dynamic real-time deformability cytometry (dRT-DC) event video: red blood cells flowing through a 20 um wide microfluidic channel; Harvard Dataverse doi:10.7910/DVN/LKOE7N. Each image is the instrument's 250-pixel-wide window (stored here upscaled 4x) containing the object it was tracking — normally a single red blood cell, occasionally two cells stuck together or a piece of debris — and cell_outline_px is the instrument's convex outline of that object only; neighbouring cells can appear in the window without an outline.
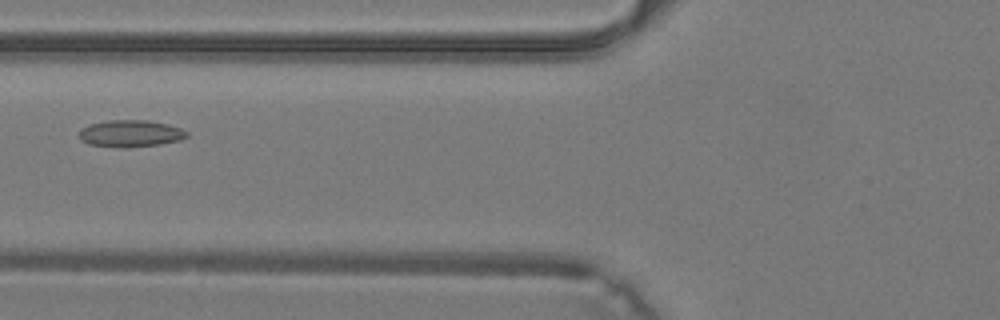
{"species": "common noctule bat (a hibernating species)", "species_latin": "Nyctalus noctula", "temperature_condition": "warm", "stored_images_in_passage": 33, "camera_frame_rate_fps": 3000, "um_per_image_px": 0.085, "animal": {"sex": "male", "body_mass_g": 19.2, "forearm_length_mm": 51.8}, "frame": {"image": 1, "passage_image": 9, "time_ms": 2.667, "image_size_px": [1000, 320], "cell_outline_px": [[188, 136], [180, 140], [160, 144], [124, 148], [88, 144], [80, 140], [80, 128], [88, 124], [108, 120], [148, 120], [168, 124], [180, 128], [188, 132]], "centroid_in_image_um": [11.08, 11.34], "position_along_channel_um": 114.7, "area_um2": 16.99}}
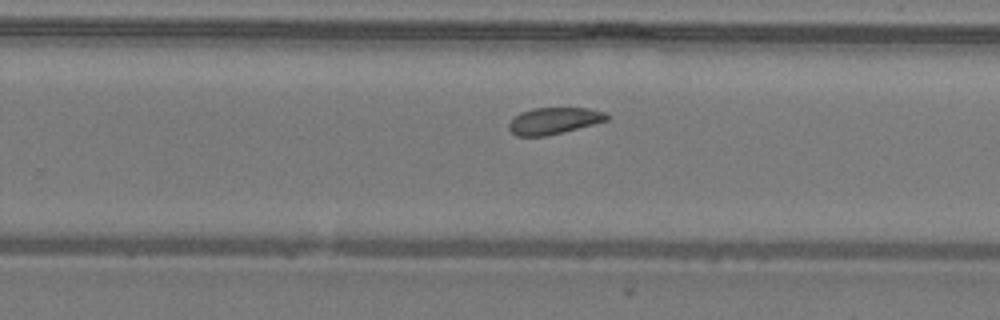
{"frame": {"image": 2, "passage_image": 19, "time_ms": 6.0, "image_size_px": [1000, 320], "cell_outline_px": [[608, 120], [564, 132], [548, 136], [516, 136], [508, 128], [508, 124], [520, 112], [532, 108], [588, 108], [604, 112], [608, 116]], "centroid_in_image_um": [47.07, 10.27], "position_along_channel_um": 282.7, "area_um2": 15.14}}
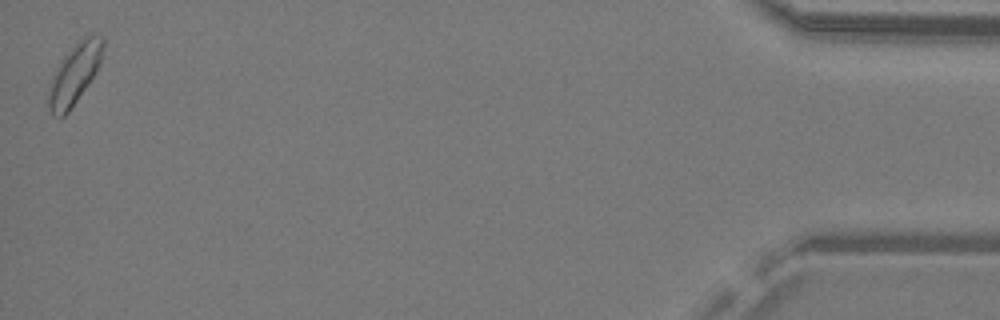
{"frame": {"image": 3, "passage_image": 33, "time_ms": 10.667, "image_size_px": [1000, 320], "cell_outline_px": [[104, 44], [100, 64], [96, 72], [88, 84], [68, 112], [64, 116], [52, 116], [48, 108], [48, 88], [52, 76], [56, 68], [64, 56], [76, 44], [88, 36], [104, 36]], "centroid_in_image_um": [6.31, 6.33], "position_along_channel_um": 428.9, "area_um2": 18.79}}